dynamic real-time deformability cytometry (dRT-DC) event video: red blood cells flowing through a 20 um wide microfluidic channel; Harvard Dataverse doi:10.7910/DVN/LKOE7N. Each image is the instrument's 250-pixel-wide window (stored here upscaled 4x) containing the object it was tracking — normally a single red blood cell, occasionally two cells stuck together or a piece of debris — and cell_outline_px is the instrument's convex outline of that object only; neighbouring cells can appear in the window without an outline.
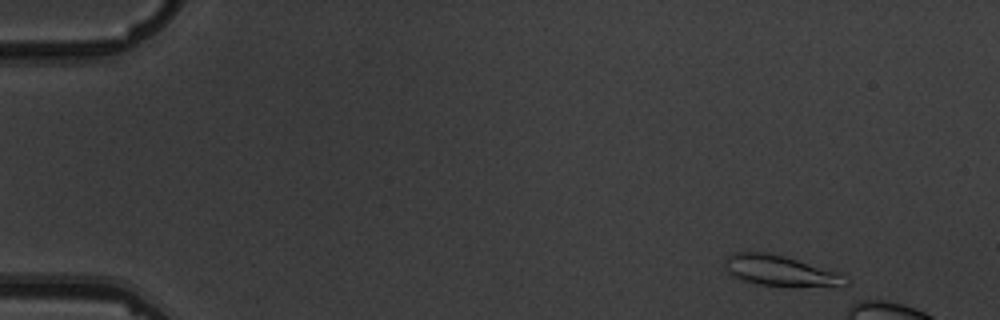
{"species": "common noctule bat (a hibernating species)", "species_latin": "Nyctalus noctula", "temperature_condition": "warm", "stored_images_in_passage": 5, "camera_frame_rate_fps": 3000, "um_per_image_px": 0.085, "animal": {"sex": "male", "body_mass_g": 19.5, "forearm_length_mm": 54.6}, "frame": {"image": 1, "passage_image": 2, "time_ms": 1.333, "image_size_px": [1000, 320], "cell_outline_px": [[848, 284], [844, 288], [760, 284], [728, 276], [724, 264], [728, 256], [732, 252], [768, 252], [784, 256], [836, 272], [848, 280]], "centroid_in_image_um": [66.32, 23.03], "position_along_channel_um": 18.7, "area_um2": 21.5}}